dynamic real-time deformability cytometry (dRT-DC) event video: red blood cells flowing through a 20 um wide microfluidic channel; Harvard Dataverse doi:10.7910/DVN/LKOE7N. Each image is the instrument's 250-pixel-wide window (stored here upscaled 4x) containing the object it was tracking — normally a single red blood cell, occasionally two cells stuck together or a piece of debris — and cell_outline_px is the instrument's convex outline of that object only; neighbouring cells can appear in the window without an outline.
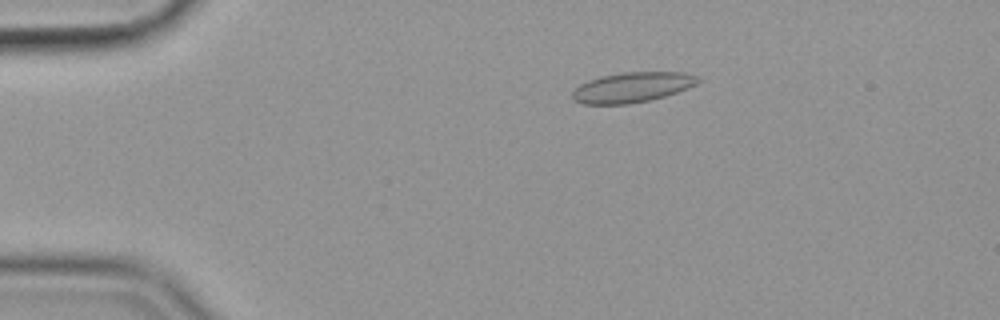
{"species": "common noctule bat (a hibernating species)", "species_latin": "Nyctalus noctula", "temperature_condition": "cold", "stored_images_in_passage": 33, "camera_frame_rate_fps": 3000, "um_per_image_px": 0.085, "animal": {"sex": "female", "body_mass_g": 19.9}, "frame": {"image": 1, "passage_image": 11, "time_ms": 3.333, "image_size_px": [1000, 320], "cell_outline_px": [[700, 80], [696, 84], [688, 88], [664, 96], [648, 100], [628, 104], [584, 104], [576, 100], [572, 96], [572, 92], [580, 84], [588, 80], [600, 76], [620, 72], [684, 72], [696, 76]], "centroid_in_image_um": [53.73, 7.41], "position_along_channel_um": 31.3, "area_um2": 21.91}}
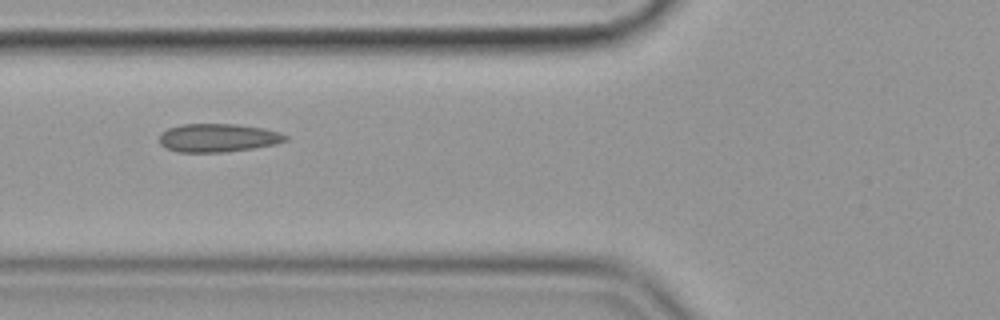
{"frame": {"image": 2, "passage_image": 22, "time_ms": 7.0, "image_size_px": [1000, 320], "cell_outline_px": [[288, 140], [276, 144], [252, 148], [224, 152], [180, 152], [164, 148], [160, 144], [160, 132], [168, 128], [180, 124], [236, 124], [264, 128], [280, 132], [288, 136]], "centroid_in_image_um": [18.52, 11.71], "position_along_channel_um": 107.3, "area_um2": 20.98}}
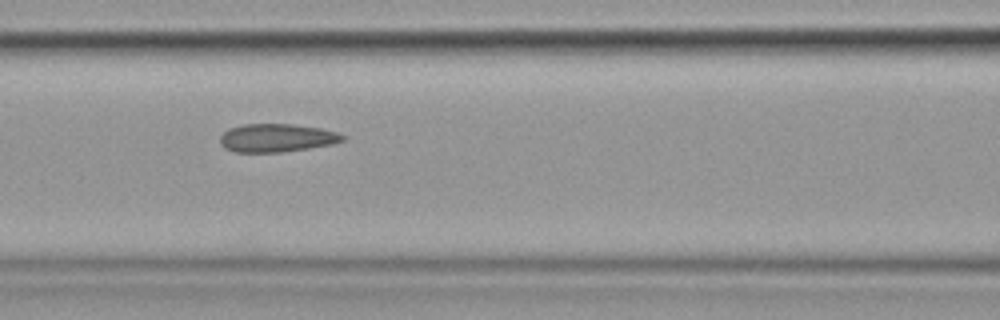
{"frame": {"image": 3, "passage_image": 25, "time_ms": 8.0, "image_size_px": [1000, 320], "cell_outline_px": [[344, 140], [332, 144], [308, 148], [280, 152], [236, 152], [224, 148], [220, 144], [220, 136], [228, 128], [244, 124], [292, 124], [320, 128], [336, 132], [344, 136]], "centroid_in_image_um": [23.48, 11.72], "position_along_channel_um": 143.1, "area_um2": 20.06}}